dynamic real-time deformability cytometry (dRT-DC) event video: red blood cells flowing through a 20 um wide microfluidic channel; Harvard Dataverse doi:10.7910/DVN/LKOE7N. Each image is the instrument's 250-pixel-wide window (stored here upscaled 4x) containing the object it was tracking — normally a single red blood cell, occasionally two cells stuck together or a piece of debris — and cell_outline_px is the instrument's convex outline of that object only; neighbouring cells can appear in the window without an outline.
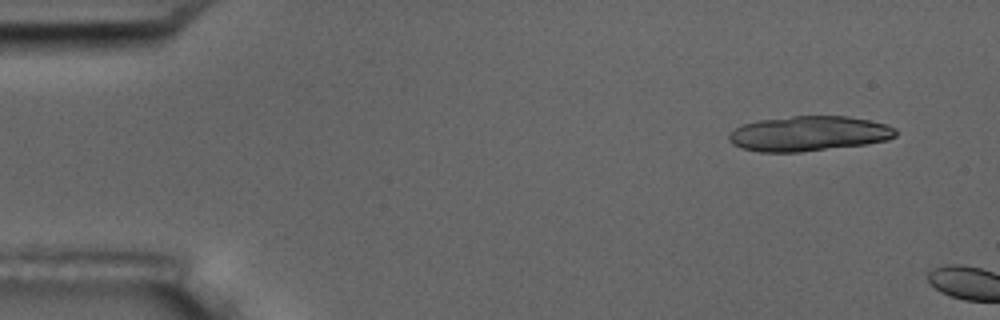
{"species": "common noctule bat (a hibernating species)", "species_latin": "Nyctalus noctula", "temperature_condition": "room temperature", "stored_images_in_passage": 2, "camera_frame_rate_fps": 3000, "um_per_image_px": 0.085, "animal": {"sex": "male", "body_mass_g": 17.5, "forearm_length_mm": 52.3}, "frame": {"image": 1, "passage_image": 1, "time_ms": 0.0, "image_size_px": [1000, 320], "cell_outline_px": [[896, 136], [888, 140], [868, 144], [800, 152], [760, 152], [744, 148], [732, 144], [728, 140], [728, 132], [744, 124], [756, 120], [792, 116], [848, 116], [888, 124], [896, 128]], "centroid_in_image_um": [68.76, 11.35], "position_along_channel_um": 16.2, "area_um2": 34.28}}